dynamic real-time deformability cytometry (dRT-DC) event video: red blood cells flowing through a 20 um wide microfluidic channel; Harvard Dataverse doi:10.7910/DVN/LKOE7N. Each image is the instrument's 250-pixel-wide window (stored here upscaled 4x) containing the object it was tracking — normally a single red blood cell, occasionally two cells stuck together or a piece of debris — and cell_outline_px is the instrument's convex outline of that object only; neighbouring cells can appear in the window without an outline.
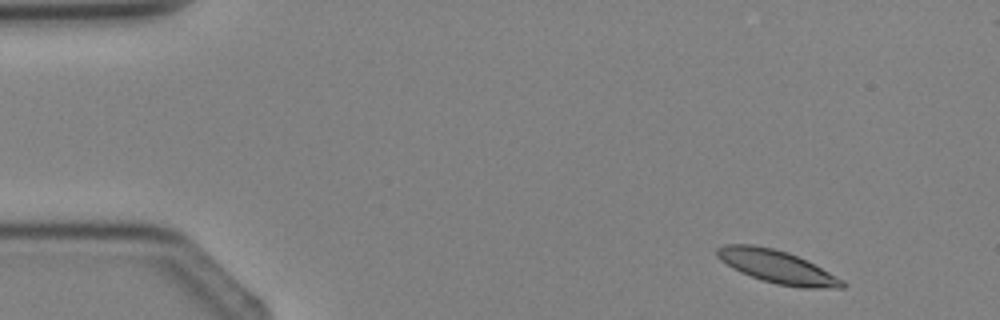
{"species": "Egyptian fruit bat (a non-hibernating species)", "species_latin": "Rousettus aegyptiacus", "temperature_condition": "cold", "stored_images_in_passage": 3, "segment_of_instrument_passage": [1, 2], "camera_frame_rate_fps": 3000, "um_per_image_px": 0.085, "animal": {"sex": "female"}, "frame": {"image": 1, "passage_image": 1, "time_ms": 0.0, "image_size_px": [1000, 320], "cell_outline_px": [[848, 284], [844, 288], [804, 288], [776, 284], [740, 272], [732, 268], [720, 260], [716, 256], [716, 248], [724, 244], [752, 244], [772, 248], [788, 252], [844, 280]], "centroid_in_image_um": [66.02, 22.67], "position_along_channel_um": 19.0, "area_um2": 23.81}}